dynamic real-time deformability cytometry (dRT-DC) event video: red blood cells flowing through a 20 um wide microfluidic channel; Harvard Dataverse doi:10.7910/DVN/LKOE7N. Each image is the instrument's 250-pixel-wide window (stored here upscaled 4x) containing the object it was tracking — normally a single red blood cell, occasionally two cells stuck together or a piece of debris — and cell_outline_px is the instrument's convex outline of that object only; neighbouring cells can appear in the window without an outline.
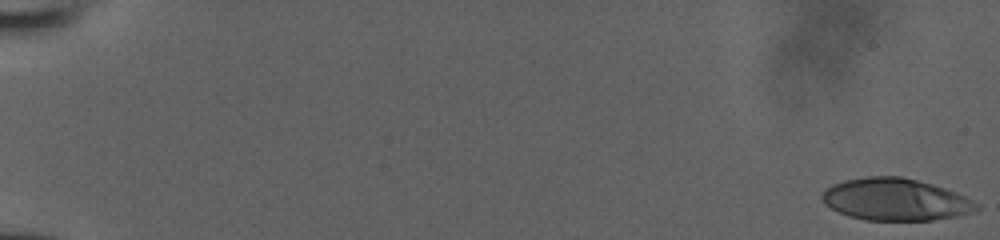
{"species": "human", "species_latin": "Homo sapiens", "temperature_condition": "room temperature", "stored_images_in_passage": 53, "camera_frame_rate_fps": 3000, "um_per_image_px": 0.085, "donor": {"sex": "male"}, "frame": {"image": 1, "passage_image": 1, "time_ms": 0.0, "image_size_px": [1000, 240], "cell_outline_px": [[980, 208], [976, 212], [956, 216], [932, 220], [864, 220], [848, 216], [824, 204], [820, 196], [832, 184], [844, 180], [868, 176], [900, 176], [932, 184], [956, 192], [980, 204]], "centroid_in_image_um": [76.13, 16.96], "position_along_channel_um": 8.9, "area_um2": 37.92}}
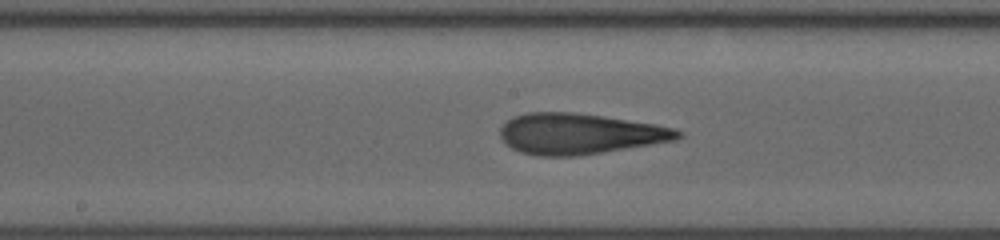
{"frame": {"image": 2, "passage_image": 30, "time_ms": 9.667, "image_size_px": [1000, 240], "cell_outline_px": [[684, 136], [676, 140], [580, 156], [540, 156], [520, 152], [512, 148], [500, 136], [500, 128], [508, 120], [516, 116], [528, 112], [572, 112], [656, 124], [676, 128], [684, 132]], "centroid_in_image_um": [49.31, 11.38], "position_along_channel_um": 198.9, "area_um2": 42.14}}
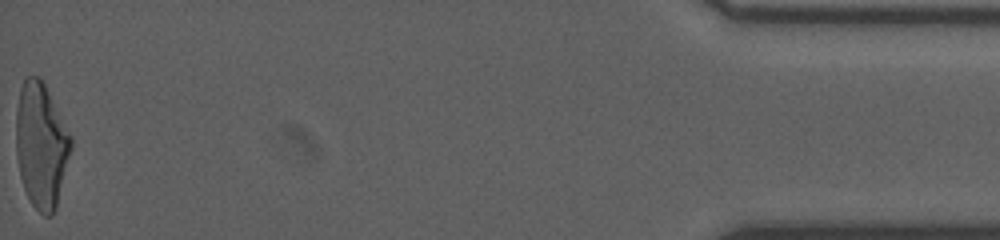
{"frame": {"image": 3, "passage_image": 53, "time_ms": 17.333, "image_size_px": [1000, 240], "cell_outline_px": [[72, 148], [56, 208], [52, 216], [44, 216], [32, 204], [24, 188], [20, 176], [16, 152], [16, 108], [20, 88], [24, 80], [28, 76], [40, 76], [72, 136]], "centroid_in_image_um": [3.5, 12.34], "position_along_channel_um": 431.7, "area_um2": 40.11}}